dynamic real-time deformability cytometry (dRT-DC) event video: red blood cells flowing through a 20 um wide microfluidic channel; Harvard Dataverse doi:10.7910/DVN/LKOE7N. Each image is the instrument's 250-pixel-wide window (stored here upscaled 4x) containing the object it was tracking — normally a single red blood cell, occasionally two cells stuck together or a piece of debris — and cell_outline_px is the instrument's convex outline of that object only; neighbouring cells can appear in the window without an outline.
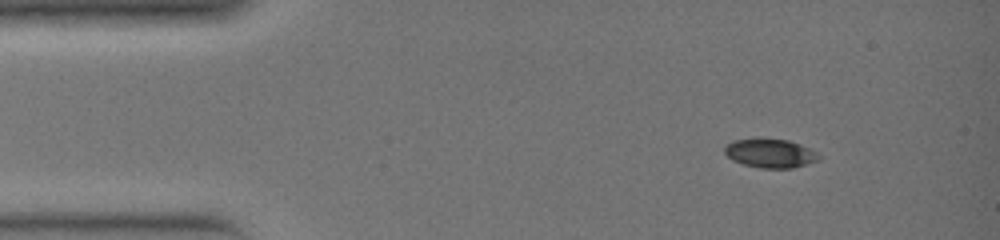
{"species": "common noctule bat (a hibernating species)", "species_latin": "Nyctalus noctula", "temperature_condition": "warm", "stored_images_in_passage": 32, "camera_frame_rate_fps": 3000, "um_per_image_px": 0.085, "animal": {"sex": "female", "body_mass_g": 19.0, "forearm_length_mm": 51.5}, "frame": {"image": 1, "passage_image": 1, "time_ms": 0.0, "image_size_px": [1000, 240], "cell_outline_px": [[820, 156], [816, 160], [792, 168], [760, 168], [744, 164], [732, 160], [724, 152], [724, 144], [732, 140], [760, 136], [788, 140], [800, 144], [816, 152]], "centroid_in_image_um": [65.38, 12.98], "position_along_channel_um": 19.6, "area_um2": 16.18}}
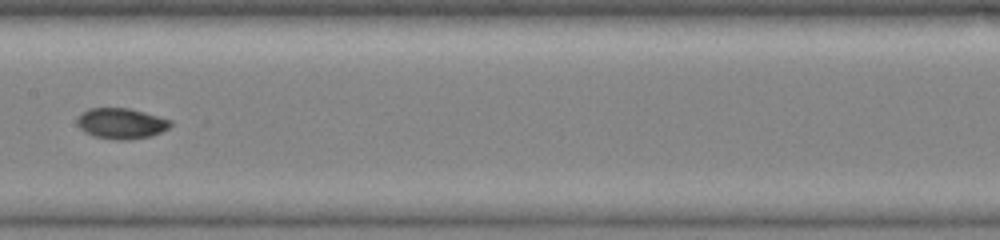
{"frame": {"image": 2, "passage_image": 15, "time_ms": 4.667, "image_size_px": [1000, 240], "cell_outline_px": [[172, 124], [168, 128], [160, 132], [148, 136], [124, 140], [116, 140], [96, 136], [84, 132], [76, 124], [76, 120], [80, 112], [88, 108], [128, 108], [144, 112], [172, 120]], "centroid_in_image_um": [10.26, 10.47], "position_along_channel_um": 197.1, "area_um2": 16.65}}
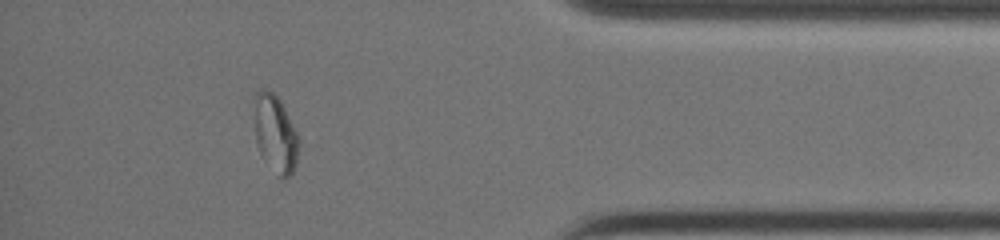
{"frame": {"image": 3, "passage_image": 28, "time_ms": 9.0, "image_size_px": [1000, 240], "cell_outline_px": [[296, 164], [292, 172], [284, 180], [280, 176], [260, 152], [256, 144], [256, 92], [260, 88], [268, 88], [280, 100], [296, 132]], "centroid_in_image_um": [23.39, 11.32], "position_along_channel_um": 411.8, "area_um2": 18.9}}